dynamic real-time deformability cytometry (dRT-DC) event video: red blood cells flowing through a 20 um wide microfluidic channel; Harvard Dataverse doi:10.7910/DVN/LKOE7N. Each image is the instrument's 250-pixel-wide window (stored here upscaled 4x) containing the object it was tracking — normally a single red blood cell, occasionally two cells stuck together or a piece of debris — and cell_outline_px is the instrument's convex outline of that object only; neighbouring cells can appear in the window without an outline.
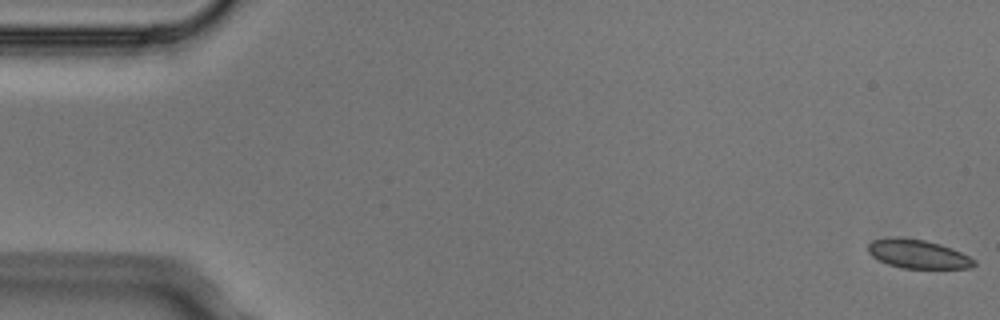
{"species": "Egyptian fruit bat (a non-hibernating species)", "species_latin": "Rousettus aegyptiacus", "temperature_condition": "cold", "stored_images_in_passage": 5, "camera_frame_rate_fps": 3000, "um_per_image_px": 0.085, "animal": {"sex": "male"}, "frame": {"image": 1, "passage_image": 1, "time_ms": 0.0, "image_size_px": [1000, 320], "cell_outline_px": [[976, 264], [972, 268], [904, 268], [888, 264], [872, 256], [868, 252], [868, 244], [872, 240], [892, 236], [900, 236], [924, 240], [940, 244], [952, 248], [976, 260]], "centroid_in_image_um": [78.01, 21.57], "position_along_channel_um": 7.0, "area_um2": 17.86}}